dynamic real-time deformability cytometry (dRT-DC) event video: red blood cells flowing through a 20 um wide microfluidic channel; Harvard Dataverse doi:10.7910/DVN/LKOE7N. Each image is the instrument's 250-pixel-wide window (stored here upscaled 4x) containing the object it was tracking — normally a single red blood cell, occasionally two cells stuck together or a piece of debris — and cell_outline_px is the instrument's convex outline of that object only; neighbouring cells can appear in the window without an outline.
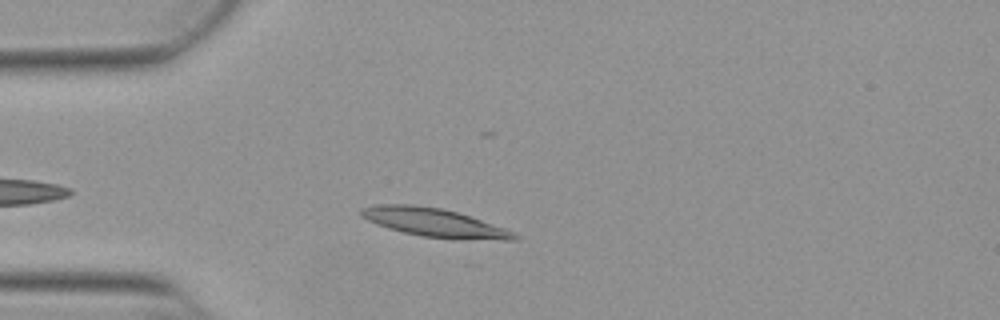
{"species": "Egyptian fruit bat (a non-hibernating species)", "species_latin": "Rousettus aegyptiacus", "temperature_condition": "warm", "stored_images_in_passage": 35, "camera_frame_rate_fps": 3000, "um_per_image_px": 0.085, "animal": {"sex": "female"}, "frame": {"image": 1, "passage_image": 6, "time_ms": 1.667, "image_size_px": [1000, 320], "cell_outline_px": [[520, 236], [516, 240], [452, 240], [420, 236], [388, 228], [376, 224], [360, 216], [360, 208], [376, 204], [412, 204], [440, 208], [456, 212], [516, 232]], "centroid_in_image_um": [36.92, 18.94], "position_along_channel_um": 48.1, "area_um2": 25.72}}
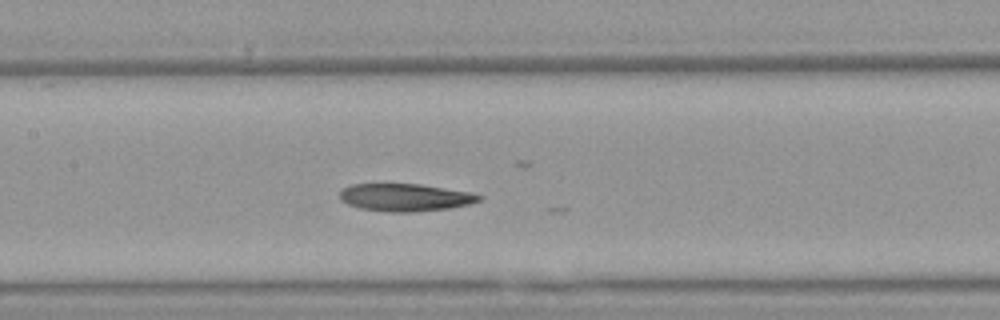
{"frame": {"image": 2, "passage_image": 17, "time_ms": 5.333, "image_size_px": [1000, 320], "cell_outline_px": [[484, 196], [480, 200], [468, 204], [448, 208], [408, 212], [384, 212], [360, 208], [348, 204], [340, 200], [340, 192], [344, 188], [352, 184], [420, 184], [472, 192]], "centroid_in_image_um": [34.44, 16.78], "position_along_channel_um": 173.0, "area_um2": 22.31}}
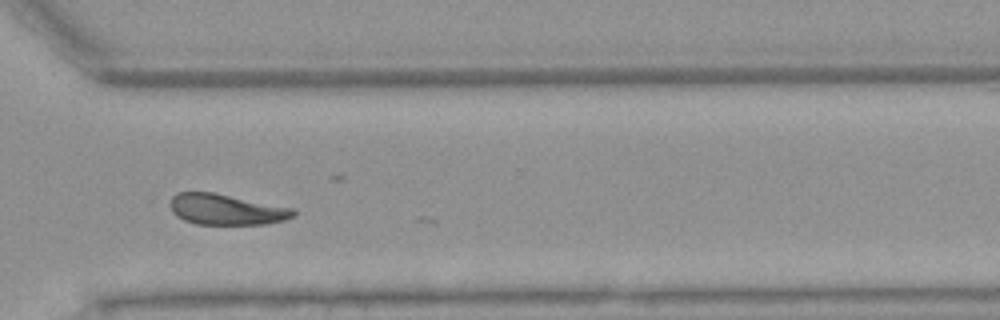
{"frame": {"image": 3, "passage_image": 31, "time_ms": 10.0, "image_size_px": [1000, 320], "cell_outline_px": [[296, 216], [284, 220], [268, 224], [196, 224], [184, 220], [176, 216], [172, 212], [168, 204], [172, 196], [176, 192], [212, 192], [296, 208]], "centroid_in_image_um": [19.24, 17.8], "position_along_channel_um": 351.4, "area_um2": 22.43}, "authors_computed_cell_mechanics": {"area_um2": 22.6576, "velocity_mm_per_s": 3.8216, "shape_relaxation_time_tau1_ms": 3.5949, "shape_relaxation_time_tau2_ms": 3.0603, "deformation_change_tau1": 0.1486, "deformation_change_tau2": 0.1054}}